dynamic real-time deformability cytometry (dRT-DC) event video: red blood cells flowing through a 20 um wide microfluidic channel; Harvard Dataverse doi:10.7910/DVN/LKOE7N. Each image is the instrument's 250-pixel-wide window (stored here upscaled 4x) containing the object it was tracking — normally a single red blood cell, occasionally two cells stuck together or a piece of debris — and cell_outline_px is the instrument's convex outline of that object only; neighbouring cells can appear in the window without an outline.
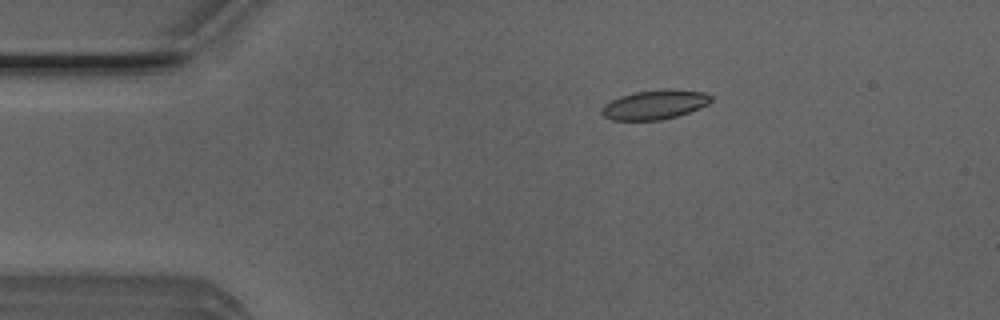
{"species": "Egyptian fruit bat (a non-hibernating species)", "species_latin": "Rousettus aegyptiacus", "temperature_condition": "room temperature", "stored_images_in_passage": 6, "camera_frame_rate_fps": 3000, "um_per_image_px": 0.085, "animal": {"sex": "male"}, "frame": {"image": 1, "passage_image": 2, "time_ms": 0.333, "image_size_px": [1000, 320], "cell_outline_px": [[712, 100], [708, 104], [700, 108], [676, 116], [660, 120], [612, 120], [604, 116], [600, 112], [600, 108], [604, 104], [620, 96], [636, 92], [664, 88], [668, 88], [704, 92], [712, 96]], "centroid_in_image_um": [55.65, 8.88], "position_along_channel_um": 29.4, "area_um2": 18.79}}